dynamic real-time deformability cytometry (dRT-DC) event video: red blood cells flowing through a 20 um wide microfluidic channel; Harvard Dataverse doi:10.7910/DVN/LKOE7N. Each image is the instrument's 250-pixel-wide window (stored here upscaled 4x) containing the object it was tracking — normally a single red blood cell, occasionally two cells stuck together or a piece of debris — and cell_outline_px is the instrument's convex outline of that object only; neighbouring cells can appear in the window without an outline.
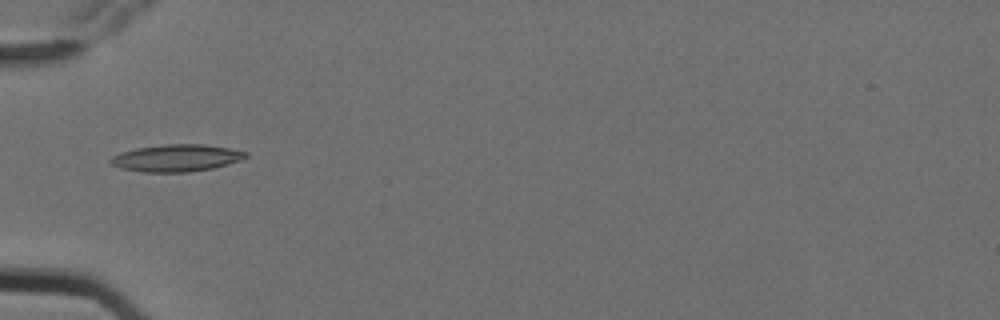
{"species": "Egyptian fruit bat (a non-hibernating species)", "species_latin": "Rousettus aegyptiacus", "temperature_condition": "cold", "stored_images_in_passage": 3, "camera_frame_rate_fps": 3000, "um_per_image_px": 0.085, "animal": {"sex": "female"}, "frame": {"image": 1, "passage_image": 3, "time_ms": 0.667, "image_size_px": [1000, 320], "cell_outline_px": [[248, 156], [240, 160], [228, 164], [212, 168], [188, 172], [144, 172], [120, 168], [112, 164], [108, 160], [112, 156], [120, 152], [136, 148], [164, 144], [204, 144], [228, 148], [248, 152]], "centroid_in_image_um": [14.98, 13.42], "position_along_channel_um": 70.0, "area_um2": 21.33}}